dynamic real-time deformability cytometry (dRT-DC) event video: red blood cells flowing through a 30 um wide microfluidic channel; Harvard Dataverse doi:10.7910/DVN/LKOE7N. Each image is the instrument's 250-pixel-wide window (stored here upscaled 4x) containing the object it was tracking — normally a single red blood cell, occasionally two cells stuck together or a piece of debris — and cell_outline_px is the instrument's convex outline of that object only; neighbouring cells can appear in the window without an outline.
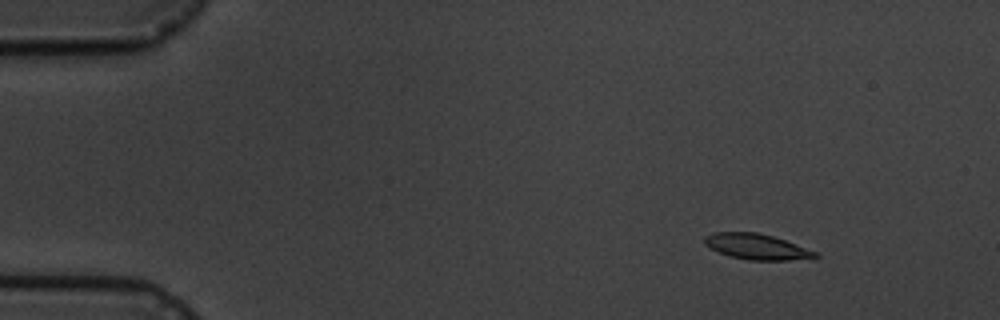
{"species": "common noctule bat (a hibernating species)", "species_latin": "Nyctalus noctula", "temperature_condition": "cold", "stored_images_in_passage": 5, "camera_frame_rate_fps": 3000, "um_per_image_px": 0.085, "animal": {"sex": "male", "body_mass_g": 19.5, "forearm_length_mm": 54.6}, "frame": {"image": 1, "passage_image": 1, "time_ms": 0.0, "image_size_px": [1000, 320], "cell_outline_px": [[820, 256], [816, 260], [748, 260], [728, 256], [704, 244], [704, 236], [716, 232], [756, 232], [772, 236], [784, 240], [816, 252]], "centroid_in_image_um": [64.37, 20.99], "position_along_channel_um": 20.6, "area_um2": 16.59}}
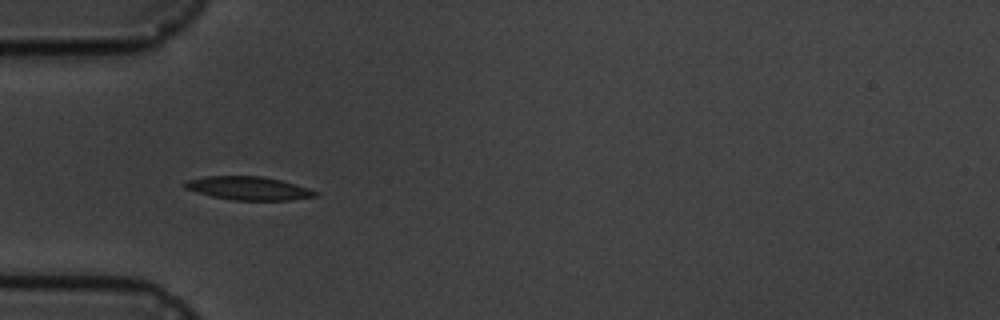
{"frame": {"image": 2, "passage_image": 4, "time_ms": 3.667, "image_size_px": [1000, 320], "cell_outline_px": [[320, 192], [316, 196], [292, 200], [232, 200], [212, 196], [184, 188], [180, 184], [184, 180], [204, 176], [260, 176], [280, 180], [296, 184]], "centroid_in_image_um": [21.08, 15.99], "position_along_channel_um": 63.9, "area_um2": 17.92}}
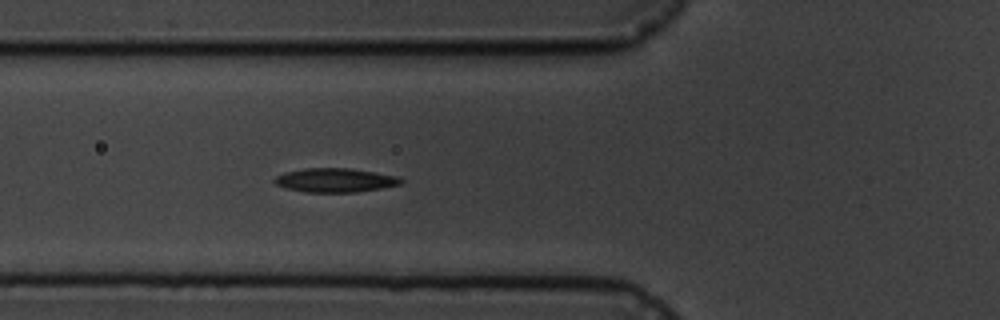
{"frame": {"image": 3, "passage_image": 5, "time_ms": 4.667, "image_size_px": [1000, 320], "cell_outline_px": [[404, 180], [400, 184], [380, 188], [356, 192], [304, 192], [284, 188], [276, 184], [272, 180], [276, 176], [284, 172], [304, 168], [348, 168], [376, 172], [396, 176]], "centroid_in_image_um": [28.43, 15.31], "position_along_channel_um": 97.4, "area_um2": 17.69}}